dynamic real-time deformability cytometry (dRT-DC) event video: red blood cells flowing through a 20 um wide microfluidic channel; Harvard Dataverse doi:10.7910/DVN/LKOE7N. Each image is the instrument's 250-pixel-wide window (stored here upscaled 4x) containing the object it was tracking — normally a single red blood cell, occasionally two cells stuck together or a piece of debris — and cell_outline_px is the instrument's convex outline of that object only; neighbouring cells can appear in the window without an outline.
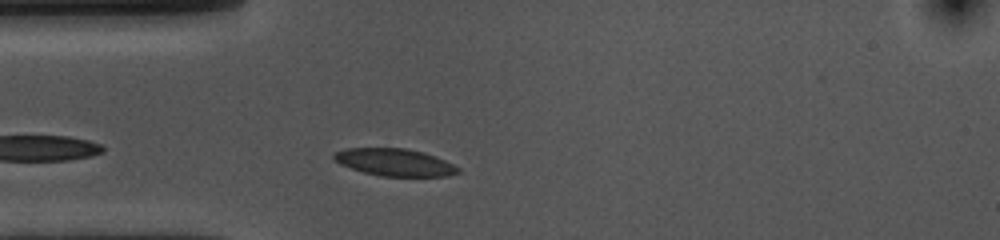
{"species": "common noctule bat (a hibernating species)", "species_latin": "Nyctalus noctula", "temperature_condition": "cold", "stored_images_in_passage": 25, "camera_frame_rate_fps": 3000, "um_per_image_px": 0.085, "animal": {"sex": "female", "body_mass_g": 10.0, "forearm_length_mm": 53.1}, "frame": {"image": 1, "passage_image": 4, "time_ms": 1.0, "image_size_px": [1000, 240], "cell_outline_px": [[460, 172], [448, 176], [380, 176], [364, 172], [340, 164], [332, 156], [336, 152], [348, 148], [404, 148], [436, 156], [460, 168]], "centroid_in_image_um": [33.57, 13.8], "position_along_channel_um": 51.4, "area_um2": 19.48}}
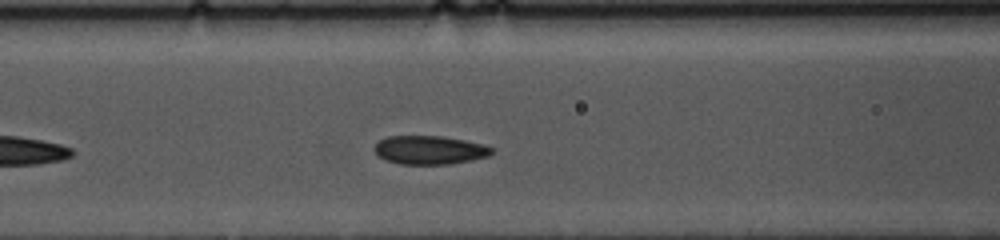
{"frame": {"image": 2, "passage_image": 11, "time_ms": 3.333, "image_size_px": [1000, 240], "cell_outline_px": [[496, 148], [488, 156], [472, 160], [448, 164], [400, 164], [388, 160], [380, 156], [372, 148], [380, 140], [388, 136], [444, 136], [484, 144]], "centroid_in_image_um": [36.56, 12.74], "position_along_channel_um": 130.0, "area_um2": 19.54}}
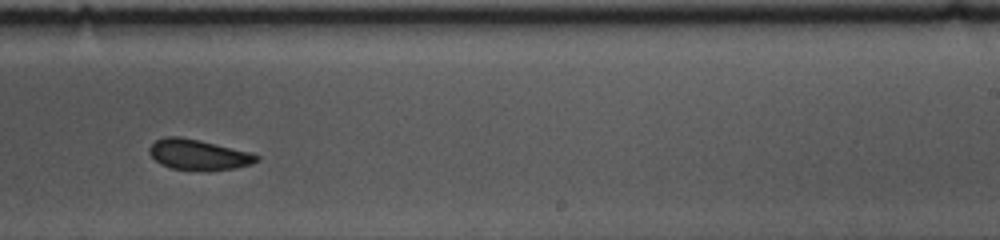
{"frame": {"image": 3, "passage_image": 23, "time_ms": 7.333, "image_size_px": [1000, 240], "cell_outline_px": [[260, 160], [252, 164], [236, 168], [208, 172], [172, 168], [160, 164], [148, 152], [148, 148], [156, 140], [164, 136], [180, 136], [200, 140], [252, 152], [260, 156]], "centroid_in_image_um": [16.91, 13.16], "position_along_channel_um": 272.1, "area_um2": 19.54}}